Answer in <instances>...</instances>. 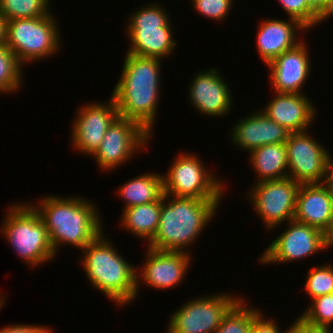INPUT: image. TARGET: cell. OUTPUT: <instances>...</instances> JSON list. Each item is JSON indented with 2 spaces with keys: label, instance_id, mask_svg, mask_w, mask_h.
<instances>
[{
  "label": "cell",
  "instance_id": "obj_12",
  "mask_svg": "<svg viewBox=\"0 0 333 333\" xmlns=\"http://www.w3.org/2000/svg\"><path fill=\"white\" fill-rule=\"evenodd\" d=\"M317 141L310 135L309 130L290 132L288 136L285 143L288 177L298 184H319L327 181L330 152Z\"/></svg>",
  "mask_w": 333,
  "mask_h": 333
},
{
  "label": "cell",
  "instance_id": "obj_33",
  "mask_svg": "<svg viewBox=\"0 0 333 333\" xmlns=\"http://www.w3.org/2000/svg\"><path fill=\"white\" fill-rule=\"evenodd\" d=\"M5 298L3 294H0V310L7 302ZM0 333H53V331L47 325L12 324L1 328Z\"/></svg>",
  "mask_w": 333,
  "mask_h": 333
},
{
  "label": "cell",
  "instance_id": "obj_3",
  "mask_svg": "<svg viewBox=\"0 0 333 333\" xmlns=\"http://www.w3.org/2000/svg\"><path fill=\"white\" fill-rule=\"evenodd\" d=\"M221 202V199L164 194L158 229L147 246L155 250L189 253L190 246L214 219Z\"/></svg>",
  "mask_w": 333,
  "mask_h": 333
},
{
  "label": "cell",
  "instance_id": "obj_9",
  "mask_svg": "<svg viewBox=\"0 0 333 333\" xmlns=\"http://www.w3.org/2000/svg\"><path fill=\"white\" fill-rule=\"evenodd\" d=\"M240 298L225 292L193 297L171 314L166 333H214Z\"/></svg>",
  "mask_w": 333,
  "mask_h": 333
},
{
  "label": "cell",
  "instance_id": "obj_24",
  "mask_svg": "<svg viewBox=\"0 0 333 333\" xmlns=\"http://www.w3.org/2000/svg\"><path fill=\"white\" fill-rule=\"evenodd\" d=\"M162 198L147 204L123 209L120 225L136 238L149 243L158 229Z\"/></svg>",
  "mask_w": 333,
  "mask_h": 333
},
{
  "label": "cell",
  "instance_id": "obj_6",
  "mask_svg": "<svg viewBox=\"0 0 333 333\" xmlns=\"http://www.w3.org/2000/svg\"><path fill=\"white\" fill-rule=\"evenodd\" d=\"M159 2L148 3L128 16L125 35L130 43L126 53L141 57L167 59L176 49L177 42L170 15Z\"/></svg>",
  "mask_w": 333,
  "mask_h": 333
},
{
  "label": "cell",
  "instance_id": "obj_4",
  "mask_svg": "<svg viewBox=\"0 0 333 333\" xmlns=\"http://www.w3.org/2000/svg\"><path fill=\"white\" fill-rule=\"evenodd\" d=\"M104 230L82 251V264L91 286L103 293L118 307H125L136 298L137 266L118 253ZM127 304V305H126Z\"/></svg>",
  "mask_w": 333,
  "mask_h": 333
},
{
  "label": "cell",
  "instance_id": "obj_22",
  "mask_svg": "<svg viewBox=\"0 0 333 333\" xmlns=\"http://www.w3.org/2000/svg\"><path fill=\"white\" fill-rule=\"evenodd\" d=\"M249 162L257 175L255 183L288 177V160L285 143L257 147L249 153Z\"/></svg>",
  "mask_w": 333,
  "mask_h": 333
},
{
  "label": "cell",
  "instance_id": "obj_21",
  "mask_svg": "<svg viewBox=\"0 0 333 333\" xmlns=\"http://www.w3.org/2000/svg\"><path fill=\"white\" fill-rule=\"evenodd\" d=\"M294 219L325 232L333 220V202L330 185L300 184Z\"/></svg>",
  "mask_w": 333,
  "mask_h": 333
},
{
  "label": "cell",
  "instance_id": "obj_34",
  "mask_svg": "<svg viewBox=\"0 0 333 333\" xmlns=\"http://www.w3.org/2000/svg\"><path fill=\"white\" fill-rule=\"evenodd\" d=\"M286 333H331L332 328L312 325L306 322L301 316L295 318L293 324L289 326Z\"/></svg>",
  "mask_w": 333,
  "mask_h": 333
},
{
  "label": "cell",
  "instance_id": "obj_2",
  "mask_svg": "<svg viewBox=\"0 0 333 333\" xmlns=\"http://www.w3.org/2000/svg\"><path fill=\"white\" fill-rule=\"evenodd\" d=\"M94 202L81 196L49 194L30 203L44 222L55 255L66 244L83 250L104 230Z\"/></svg>",
  "mask_w": 333,
  "mask_h": 333
},
{
  "label": "cell",
  "instance_id": "obj_23",
  "mask_svg": "<svg viewBox=\"0 0 333 333\" xmlns=\"http://www.w3.org/2000/svg\"><path fill=\"white\" fill-rule=\"evenodd\" d=\"M117 193L124 199L123 209L157 201L164 195L163 175L153 171L143 173L124 182Z\"/></svg>",
  "mask_w": 333,
  "mask_h": 333
},
{
  "label": "cell",
  "instance_id": "obj_28",
  "mask_svg": "<svg viewBox=\"0 0 333 333\" xmlns=\"http://www.w3.org/2000/svg\"><path fill=\"white\" fill-rule=\"evenodd\" d=\"M305 277L304 290L311 300L333 293V264L312 266Z\"/></svg>",
  "mask_w": 333,
  "mask_h": 333
},
{
  "label": "cell",
  "instance_id": "obj_26",
  "mask_svg": "<svg viewBox=\"0 0 333 333\" xmlns=\"http://www.w3.org/2000/svg\"><path fill=\"white\" fill-rule=\"evenodd\" d=\"M51 0H0V13L9 21L51 14Z\"/></svg>",
  "mask_w": 333,
  "mask_h": 333
},
{
  "label": "cell",
  "instance_id": "obj_14",
  "mask_svg": "<svg viewBox=\"0 0 333 333\" xmlns=\"http://www.w3.org/2000/svg\"><path fill=\"white\" fill-rule=\"evenodd\" d=\"M108 102V103H107ZM90 102L74 112L71 126V146L78 153L92 156L99 148L109 126L119 116L114 99Z\"/></svg>",
  "mask_w": 333,
  "mask_h": 333
},
{
  "label": "cell",
  "instance_id": "obj_5",
  "mask_svg": "<svg viewBox=\"0 0 333 333\" xmlns=\"http://www.w3.org/2000/svg\"><path fill=\"white\" fill-rule=\"evenodd\" d=\"M0 233L29 267H39L54 259L55 252L39 213L28 202L11 203Z\"/></svg>",
  "mask_w": 333,
  "mask_h": 333
},
{
  "label": "cell",
  "instance_id": "obj_37",
  "mask_svg": "<svg viewBox=\"0 0 333 333\" xmlns=\"http://www.w3.org/2000/svg\"><path fill=\"white\" fill-rule=\"evenodd\" d=\"M325 236V247L330 249L329 247L332 246L333 248V220L330 223L329 228L324 232Z\"/></svg>",
  "mask_w": 333,
  "mask_h": 333
},
{
  "label": "cell",
  "instance_id": "obj_29",
  "mask_svg": "<svg viewBox=\"0 0 333 333\" xmlns=\"http://www.w3.org/2000/svg\"><path fill=\"white\" fill-rule=\"evenodd\" d=\"M300 316L308 323L317 326L332 328L333 325V293L325 294L310 300Z\"/></svg>",
  "mask_w": 333,
  "mask_h": 333
},
{
  "label": "cell",
  "instance_id": "obj_31",
  "mask_svg": "<svg viewBox=\"0 0 333 333\" xmlns=\"http://www.w3.org/2000/svg\"><path fill=\"white\" fill-rule=\"evenodd\" d=\"M194 10L201 14L203 17L214 22H221L229 16V11L234 5L233 0H191Z\"/></svg>",
  "mask_w": 333,
  "mask_h": 333
},
{
  "label": "cell",
  "instance_id": "obj_16",
  "mask_svg": "<svg viewBox=\"0 0 333 333\" xmlns=\"http://www.w3.org/2000/svg\"><path fill=\"white\" fill-rule=\"evenodd\" d=\"M191 80L188 98L195 111L212 118L227 116L231 112L234 104L231 88L218 68L201 70Z\"/></svg>",
  "mask_w": 333,
  "mask_h": 333
},
{
  "label": "cell",
  "instance_id": "obj_10",
  "mask_svg": "<svg viewBox=\"0 0 333 333\" xmlns=\"http://www.w3.org/2000/svg\"><path fill=\"white\" fill-rule=\"evenodd\" d=\"M300 184L292 178L254 183L247 197L267 231L294 219ZM281 224V225H280Z\"/></svg>",
  "mask_w": 333,
  "mask_h": 333
},
{
  "label": "cell",
  "instance_id": "obj_19",
  "mask_svg": "<svg viewBox=\"0 0 333 333\" xmlns=\"http://www.w3.org/2000/svg\"><path fill=\"white\" fill-rule=\"evenodd\" d=\"M262 108L270 119L290 132H302L310 129L317 110L313 101L305 93H278Z\"/></svg>",
  "mask_w": 333,
  "mask_h": 333
},
{
  "label": "cell",
  "instance_id": "obj_25",
  "mask_svg": "<svg viewBox=\"0 0 333 333\" xmlns=\"http://www.w3.org/2000/svg\"><path fill=\"white\" fill-rule=\"evenodd\" d=\"M23 68L8 46L0 45V94L18 92L24 79Z\"/></svg>",
  "mask_w": 333,
  "mask_h": 333
},
{
  "label": "cell",
  "instance_id": "obj_36",
  "mask_svg": "<svg viewBox=\"0 0 333 333\" xmlns=\"http://www.w3.org/2000/svg\"><path fill=\"white\" fill-rule=\"evenodd\" d=\"M7 20L0 13V45L6 44Z\"/></svg>",
  "mask_w": 333,
  "mask_h": 333
},
{
  "label": "cell",
  "instance_id": "obj_11",
  "mask_svg": "<svg viewBox=\"0 0 333 333\" xmlns=\"http://www.w3.org/2000/svg\"><path fill=\"white\" fill-rule=\"evenodd\" d=\"M151 137L137 122L118 116L91 157L103 172L112 171L146 150Z\"/></svg>",
  "mask_w": 333,
  "mask_h": 333
},
{
  "label": "cell",
  "instance_id": "obj_30",
  "mask_svg": "<svg viewBox=\"0 0 333 333\" xmlns=\"http://www.w3.org/2000/svg\"><path fill=\"white\" fill-rule=\"evenodd\" d=\"M288 18L297 20L307 31L325 20L307 3V0H278Z\"/></svg>",
  "mask_w": 333,
  "mask_h": 333
},
{
  "label": "cell",
  "instance_id": "obj_1",
  "mask_svg": "<svg viewBox=\"0 0 333 333\" xmlns=\"http://www.w3.org/2000/svg\"><path fill=\"white\" fill-rule=\"evenodd\" d=\"M162 61L126 53L120 78L111 94L119 117L137 122L151 136L161 97Z\"/></svg>",
  "mask_w": 333,
  "mask_h": 333
},
{
  "label": "cell",
  "instance_id": "obj_35",
  "mask_svg": "<svg viewBox=\"0 0 333 333\" xmlns=\"http://www.w3.org/2000/svg\"><path fill=\"white\" fill-rule=\"evenodd\" d=\"M307 3L324 19L333 16V0H307Z\"/></svg>",
  "mask_w": 333,
  "mask_h": 333
},
{
  "label": "cell",
  "instance_id": "obj_18",
  "mask_svg": "<svg viewBox=\"0 0 333 333\" xmlns=\"http://www.w3.org/2000/svg\"><path fill=\"white\" fill-rule=\"evenodd\" d=\"M232 127L230 142L248 153L264 145L286 143L290 134L289 130L259 109L241 117Z\"/></svg>",
  "mask_w": 333,
  "mask_h": 333
},
{
  "label": "cell",
  "instance_id": "obj_17",
  "mask_svg": "<svg viewBox=\"0 0 333 333\" xmlns=\"http://www.w3.org/2000/svg\"><path fill=\"white\" fill-rule=\"evenodd\" d=\"M303 40L294 48L283 52L266 66L274 92L303 94L302 89L311 73L310 54Z\"/></svg>",
  "mask_w": 333,
  "mask_h": 333
},
{
  "label": "cell",
  "instance_id": "obj_7",
  "mask_svg": "<svg viewBox=\"0 0 333 333\" xmlns=\"http://www.w3.org/2000/svg\"><path fill=\"white\" fill-rule=\"evenodd\" d=\"M54 15L7 21L6 45L24 66L48 59L61 49L60 31Z\"/></svg>",
  "mask_w": 333,
  "mask_h": 333
},
{
  "label": "cell",
  "instance_id": "obj_20",
  "mask_svg": "<svg viewBox=\"0 0 333 333\" xmlns=\"http://www.w3.org/2000/svg\"><path fill=\"white\" fill-rule=\"evenodd\" d=\"M257 26L256 47L260 59L266 65L283 52L294 48L303 38L299 32L307 31L297 20L288 18V21L278 18L262 19ZM302 38V39H301Z\"/></svg>",
  "mask_w": 333,
  "mask_h": 333
},
{
  "label": "cell",
  "instance_id": "obj_8",
  "mask_svg": "<svg viewBox=\"0 0 333 333\" xmlns=\"http://www.w3.org/2000/svg\"><path fill=\"white\" fill-rule=\"evenodd\" d=\"M163 175L164 194L174 197L222 199L224 180L218 179L195 153L179 152ZM223 180V181H222Z\"/></svg>",
  "mask_w": 333,
  "mask_h": 333
},
{
  "label": "cell",
  "instance_id": "obj_39",
  "mask_svg": "<svg viewBox=\"0 0 333 333\" xmlns=\"http://www.w3.org/2000/svg\"><path fill=\"white\" fill-rule=\"evenodd\" d=\"M331 195H332V202H333V187H331Z\"/></svg>",
  "mask_w": 333,
  "mask_h": 333
},
{
  "label": "cell",
  "instance_id": "obj_32",
  "mask_svg": "<svg viewBox=\"0 0 333 333\" xmlns=\"http://www.w3.org/2000/svg\"><path fill=\"white\" fill-rule=\"evenodd\" d=\"M261 311L257 307H253V323L250 333H286L284 331L280 332V325L276 322L275 318L268 319Z\"/></svg>",
  "mask_w": 333,
  "mask_h": 333
},
{
  "label": "cell",
  "instance_id": "obj_27",
  "mask_svg": "<svg viewBox=\"0 0 333 333\" xmlns=\"http://www.w3.org/2000/svg\"><path fill=\"white\" fill-rule=\"evenodd\" d=\"M241 297L225 314L214 333H250L253 323V306Z\"/></svg>",
  "mask_w": 333,
  "mask_h": 333
},
{
  "label": "cell",
  "instance_id": "obj_13",
  "mask_svg": "<svg viewBox=\"0 0 333 333\" xmlns=\"http://www.w3.org/2000/svg\"><path fill=\"white\" fill-rule=\"evenodd\" d=\"M286 224V229L260 254L261 264H287L327 250L324 232L320 229L295 219Z\"/></svg>",
  "mask_w": 333,
  "mask_h": 333
},
{
  "label": "cell",
  "instance_id": "obj_15",
  "mask_svg": "<svg viewBox=\"0 0 333 333\" xmlns=\"http://www.w3.org/2000/svg\"><path fill=\"white\" fill-rule=\"evenodd\" d=\"M142 268L136 270V298L140 293V285L146 284L155 290H167L178 287L186 279L191 265L192 253L182 251L155 250L148 246Z\"/></svg>",
  "mask_w": 333,
  "mask_h": 333
},
{
  "label": "cell",
  "instance_id": "obj_38",
  "mask_svg": "<svg viewBox=\"0 0 333 333\" xmlns=\"http://www.w3.org/2000/svg\"><path fill=\"white\" fill-rule=\"evenodd\" d=\"M326 182L330 185V187H333V156H332V154L329 155V159H328V177H327Z\"/></svg>",
  "mask_w": 333,
  "mask_h": 333
}]
</instances>
